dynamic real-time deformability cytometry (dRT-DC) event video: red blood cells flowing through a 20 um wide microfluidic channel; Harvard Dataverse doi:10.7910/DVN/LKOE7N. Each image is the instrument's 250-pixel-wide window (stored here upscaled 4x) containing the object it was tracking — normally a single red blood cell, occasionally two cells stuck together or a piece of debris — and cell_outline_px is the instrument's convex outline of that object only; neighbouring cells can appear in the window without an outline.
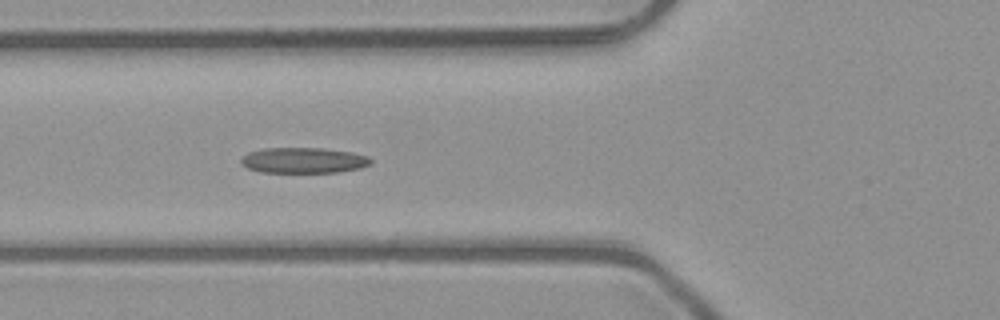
{"species": "common noctule bat (a hibernating species)", "species_latin": "Nyctalus noctula", "temperature_condition": "room temperature", "stored_images_in_passage": 6, "camera_frame_rate_fps": 3000, "um_per_image_px": 0.085, "animal": {"sex": "male", "body_mass_g": 23.1, "forearm_length_mm": 52.7}, "frame": {"image": 1, "passage_image": 6, "time_ms": 1.667, "image_size_px": [1000, 320], "cell_outline_px": [[372, 164], [360, 168], [340, 172], [260, 172], [248, 168], [240, 164], [240, 160], [248, 152], [264, 148], [324, 148], [352, 152], [368, 156], [372, 160]], "centroid_in_image_um": [25.82, 13.63], "position_along_channel_um": 100.0, "area_um2": 19.48}}